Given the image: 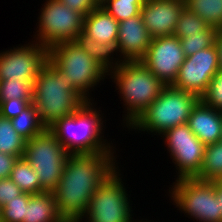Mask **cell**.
Instances as JSON below:
<instances>
[{"mask_svg": "<svg viewBox=\"0 0 222 222\" xmlns=\"http://www.w3.org/2000/svg\"><path fill=\"white\" fill-rule=\"evenodd\" d=\"M151 39L141 13L119 22L117 47L124 61H140L147 53Z\"/></svg>", "mask_w": 222, "mask_h": 222, "instance_id": "obj_16", "label": "cell"}, {"mask_svg": "<svg viewBox=\"0 0 222 222\" xmlns=\"http://www.w3.org/2000/svg\"><path fill=\"white\" fill-rule=\"evenodd\" d=\"M17 156L0 152V179L10 178Z\"/></svg>", "mask_w": 222, "mask_h": 222, "instance_id": "obj_35", "label": "cell"}, {"mask_svg": "<svg viewBox=\"0 0 222 222\" xmlns=\"http://www.w3.org/2000/svg\"><path fill=\"white\" fill-rule=\"evenodd\" d=\"M72 10L82 13L86 16L90 11L100 5L98 0H59Z\"/></svg>", "mask_w": 222, "mask_h": 222, "instance_id": "obj_34", "label": "cell"}, {"mask_svg": "<svg viewBox=\"0 0 222 222\" xmlns=\"http://www.w3.org/2000/svg\"><path fill=\"white\" fill-rule=\"evenodd\" d=\"M26 140L13 128L10 119L0 115V152L22 158Z\"/></svg>", "mask_w": 222, "mask_h": 222, "instance_id": "obj_24", "label": "cell"}, {"mask_svg": "<svg viewBox=\"0 0 222 222\" xmlns=\"http://www.w3.org/2000/svg\"><path fill=\"white\" fill-rule=\"evenodd\" d=\"M108 75L119 90L126 109L123 119L125 128L142 115L166 86L141 61H124Z\"/></svg>", "mask_w": 222, "mask_h": 222, "instance_id": "obj_3", "label": "cell"}, {"mask_svg": "<svg viewBox=\"0 0 222 222\" xmlns=\"http://www.w3.org/2000/svg\"><path fill=\"white\" fill-rule=\"evenodd\" d=\"M48 62V49L37 41L0 52V81H35Z\"/></svg>", "mask_w": 222, "mask_h": 222, "instance_id": "obj_12", "label": "cell"}, {"mask_svg": "<svg viewBox=\"0 0 222 222\" xmlns=\"http://www.w3.org/2000/svg\"><path fill=\"white\" fill-rule=\"evenodd\" d=\"M94 103H83L74 114L57 119L48 127L70 155L116 153L112 141L104 139V113L100 114L102 111Z\"/></svg>", "mask_w": 222, "mask_h": 222, "instance_id": "obj_2", "label": "cell"}, {"mask_svg": "<svg viewBox=\"0 0 222 222\" xmlns=\"http://www.w3.org/2000/svg\"><path fill=\"white\" fill-rule=\"evenodd\" d=\"M219 71L215 45L185 57L173 87L196 94L199 98L206 92L211 79Z\"/></svg>", "mask_w": 222, "mask_h": 222, "instance_id": "obj_14", "label": "cell"}, {"mask_svg": "<svg viewBox=\"0 0 222 222\" xmlns=\"http://www.w3.org/2000/svg\"><path fill=\"white\" fill-rule=\"evenodd\" d=\"M118 169L119 167L98 186L86 213L78 222L133 221V206L130 205L131 200L128 198L127 189L120 178L121 173Z\"/></svg>", "mask_w": 222, "mask_h": 222, "instance_id": "obj_9", "label": "cell"}, {"mask_svg": "<svg viewBox=\"0 0 222 222\" xmlns=\"http://www.w3.org/2000/svg\"><path fill=\"white\" fill-rule=\"evenodd\" d=\"M222 175V141L206 145L201 170L194 177L203 181H216Z\"/></svg>", "mask_w": 222, "mask_h": 222, "instance_id": "obj_23", "label": "cell"}, {"mask_svg": "<svg viewBox=\"0 0 222 222\" xmlns=\"http://www.w3.org/2000/svg\"><path fill=\"white\" fill-rule=\"evenodd\" d=\"M184 0H145L141 8L144 25L152 38L173 36Z\"/></svg>", "mask_w": 222, "mask_h": 222, "instance_id": "obj_15", "label": "cell"}, {"mask_svg": "<svg viewBox=\"0 0 222 222\" xmlns=\"http://www.w3.org/2000/svg\"><path fill=\"white\" fill-rule=\"evenodd\" d=\"M23 191L10 179H0V209L7 203L21 195Z\"/></svg>", "mask_w": 222, "mask_h": 222, "instance_id": "obj_33", "label": "cell"}, {"mask_svg": "<svg viewBox=\"0 0 222 222\" xmlns=\"http://www.w3.org/2000/svg\"><path fill=\"white\" fill-rule=\"evenodd\" d=\"M169 189L172 204L197 222H222V209L217 200L216 182L195 178L175 179Z\"/></svg>", "mask_w": 222, "mask_h": 222, "instance_id": "obj_7", "label": "cell"}, {"mask_svg": "<svg viewBox=\"0 0 222 222\" xmlns=\"http://www.w3.org/2000/svg\"><path fill=\"white\" fill-rule=\"evenodd\" d=\"M119 22L102 6L84 17L83 32L101 43L117 42Z\"/></svg>", "mask_w": 222, "mask_h": 222, "instance_id": "obj_18", "label": "cell"}, {"mask_svg": "<svg viewBox=\"0 0 222 222\" xmlns=\"http://www.w3.org/2000/svg\"><path fill=\"white\" fill-rule=\"evenodd\" d=\"M69 155L47 128L42 134L26 140L23 158L38 174L41 188L53 192Z\"/></svg>", "mask_w": 222, "mask_h": 222, "instance_id": "obj_8", "label": "cell"}, {"mask_svg": "<svg viewBox=\"0 0 222 222\" xmlns=\"http://www.w3.org/2000/svg\"><path fill=\"white\" fill-rule=\"evenodd\" d=\"M187 125L203 144L216 143L221 139L222 112L199 100L191 110Z\"/></svg>", "mask_w": 222, "mask_h": 222, "instance_id": "obj_17", "label": "cell"}, {"mask_svg": "<svg viewBox=\"0 0 222 222\" xmlns=\"http://www.w3.org/2000/svg\"><path fill=\"white\" fill-rule=\"evenodd\" d=\"M48 61L86 102L94 101L89 90L93 91L109 76L75 41L59 43L48 49Z\"/></svg>", "mask_w": 222, "mask_h": 222, "instance_id": "obj_5", "label": "cell"}, {"mask_svg": "<svg viewBox=\"0 0 222 222\" xmlns=\"http://www.w3.org/2000/svg\"><path fill=\"white\" fill-rule=\"evenodd\" d=\"M116 156L100 153L67 157L53 191L58 212L66 222H78L83 217L98 186L119 167Z\"/></svg>", "mask_w": 222, "mask_h": 222, "instance_id": "obj_1", "label": "cell"}, {"mask_svg": "<svg viewBox=\"0 0 222 222\" xmlns=\"http://www.w3.org/2000/svg\"><path fill=\"white\" fill-rule=\"evenodd\" d=\"M200 100L205 105L222 112V71L219 70L211 79Z\"/></svg>", "mask_w": 222, "mask_h": 222, "instance_id": "obj_31", "label": "cell"}, {"mask_svg": "<svg viewBox=\"0 0 222 222\" xmlns=\"http://www.w3.org/2000/svg\"><path fill=\"white\" fill-rule=\"evenodd\" d=\"M185 60L176 36L152 38L147 53L140 60L164 85H173Z\"/></svg>", "mask_w": 222, "mask_h": 222, "instance_id": "obj_13", "label": "cell"}, {"mask_svg": "<svg viewBox=\"0 0 222 222\" xmlns=\"http://www.w3.org/2000/svg\"><path fill=\"white\" fill-rule=\"evenodd\" d=\"M33 99H11L0 101V115L8 119H13L26 109Z\"/></svg>", "mask_w": 222, "mask_h": 222, "instance_id": "obj_32", "label": "cell"}, {"mask_svg": "<svg viewBox=\"0 0 222 222\" xmlns=\"http://www.w3.org/2000/svg\"><path fill=\"white\" fill-rule=\"evenodd\" d=\"M217 31L218 29L215 27L209 26L202 32L180 38L181 47L185 57L195 54L197 51L213 46Z\"/></svg>", "mask_w": 222, "mask_h": 222, "instance_id": "obj_27", "label": "cell"}, {"mask_svg": "<svg viewBox=\"0 0 222 222\" xmlns=\"http://www.w3.org/2000/svg\"><path fill=\"white\" fill-rule=\"evenodd\" d=\"M215 182L222 187V175Z\"/></svg>", "mask_w": 222, "mask_h": 222, "instance_id": "obj_38", "label": "cell"}, {"mask_svg": "<svg viewBox=\"0 0 222 222\" xmlns=\"http://www.w3.org/2000/svg\"><path fill=\"white\" fill-rule=\"evenodd\" d=\"M199 100L194 93L179 90L172 85L165 86L158 98L138 117L129 130L146 131L161 136L167 129L187 123L192 108Z\"/></svg>", "mask_w": 222, "mask_h": 222, "instance_id": "obj_6", "label": "cell"}, {"mask_svg": "<svg viewBox=\"0 0 222 222\" xmlns=\"http://www.w3.org/2000/svg\"><path fill=\"white\" fill-rule=\"evenodd\" d=\"M137 220L135 219V220H133L132 222H136ZM150 222H151V220H149ZM147 219H146V221H144L143 219L142 220H140V221H138V222H149ZM152 222H154V221H152Z\"/></svg>", "mask_w": 222, "mask_h": 222, "instance_id": "obj_39", "label": "cell"}, {"mask_svg": "<svg viewBox=\"0 0 222 222\" xmlns=\"http://www.w3.org/2000/svg\"><path fill=\"white\" fill-rule=\"evenodd\" d=\"M185 7L210 26L222 29V0H184Z\"/></svg>", "mask_w": 222, "mask_h": 222, "instance_id": "obj_25", "label": "cell"}, {"mask_svg": "<svg viewBox=\"0 0 222 222\" xmlns=\"http://www.w3.org/2000/svg\"><path fill=\"white\" fill-rule=\"evenodd\" d=\"M42 6L33 41L47 49L59 43L75 41L83 31L85 16L59 0H46Z\"/></svg>", "mask_w": 222, "mask_h": 222, "instance_id": "obj_10", "label": "cell"}, {"mask_svg": "<svg viewBox=\"0 0 222 222\" xmlns=\"http://www.w3.org/2000/svg\"><path fill=\"white\" fill-rule=\"evenodd\" d=\"M32 194L23 192L18 197L7 203L1 208V222H23L25 218L26 205Z\"/></svg>", "mask_w": 222, "mask_h": 222, "instance_id": "obj_30", "label": "cell"}, {"mask_svg": "<svg viewBox=\"0 0 222 222\" xmlns=\"http://www.w3.org/2000/svg\"><path fill=\"white\" fill-rule=\"evenodd\" d=\"M13 128L25 140H29L35 136L42 134L47 127L41 122L39 113L31 103L18 116L11 119Z\"/></svg>", "mask_w": 222, "mask_h": 222, "instance_id": "obj_21", "label": "cell"}, {"mask_svg": "<svg viewBox=\"0 0 222 222\" xmlns=\"http://www.w3.org/2000/svg\"><path fill=\"white\" fill-rule=\"evenodd\" d=\"M23 222H66L59 214L54 193L32 194L26 205Z\"/></svg>", "mask_w": 222, "mask_h": 222, "instance_id": "obj_20", "label": "cell"}, {"mask_svg": "<svg viewBox=\"0 0 222 222\" xmlns=\"http://www.w3.org/2000/svg\"><path fill=\"white\" fill-rule=\"evenodd\" d=\"M75 42L108 73L124 62V60L119 57L120 55L117 54L119 53L117 42H97L83 31L78 34ZM114 53L117 54L116 56H118V58L114 57Z\"/></svg>", "mask_w": 222, "mask_h": 222, "instance_id": "obj_19", "label": "cell"}, {"mask_svg": "<svg viewBox=\"0 0 222 222\" xmlns=\"http://www.w3.org/2000/svg\"><path fill=\"white\" fill-rule=\"evenodd\" d=\"M85 102L49 61L33 82V104L47 128L57 119L74 114Z\"/></svg>", "mask_w": 222, "mask_h": 222, "instance_id": "obj_4", "label": "cell"}, {"mask_svg": "<svg viewBox=\"0 0 222 222\" xmlns=\"http://www.w3.org/2000/svg\"><path fill=\"white\" fill-rule=\"evenodd\" d=\"M10 179L23 191L30 194L45 192L40 185L39 176L22 157L18 158L11 171Z\"/></svg>", "mask_w": 222, "mask_h": 222, "instance_id": "obj_22", "label": "cell"}, {"mask_svg": "<svg viewBox=\"0 0 222 222\" xmlns=\"http://www.w3.org/2000/svg\"><path fill=\"white\" fill-rule=\"evenodd\" d=\"M145 1H120V0H103L100 2L110 15L118 22L138 16L141 13Z\"/></svg>", "mask_w": 222, "mask_h": 222, "instance_id": "obj_26", "label": "cell"}, {"mask_svg": "<svg viewBox=\"0 0 222 222\" xmlns=\"http://www.w3.org/2000/svg\"><path fill=\"white\" fill-rule=\"evenodd\" d=\"M120 1H145V0H120Z\"/></svg>", "mask_w": 222, "mask_h": 222, "instance_id": "obj_40", "label": "cell"}, {"mask_svg": "<svg viewBox=\"0 0 222 222\" xmlns=\"http://www.w3.org/2000/svg\"><path fill=\"white\" fill-rule=\"evenodd\" d=\"M217 200L220 201V208L222 209V187L216 183Z\"/></svg>", "mask_w": 222, "mask_h": 222, "instance_id": "obj_37", "label": "cell"}, {"mask_svg": "<svg viewBox=\"0 0 222 222\" xmlns=\"http://www.w3.org/2000/svg\"><path fill=\"white\" fill-rule=\"evenodd\" d=\"M33 82L25 80H1L0 101L11 99H33Z\"/></svg>", "mask_w": 222, "mask_h": 222, "instance_id": "obj_29", "label": "cell"}, {"mask_svg": "<svg viewBox=\"0 0 222 222\" xmlns=\"http://www.w3.org/2000/svg\"><path fill=\"white\" fill-rule=\"evenodd\" d=\"M177 172V179L194 178L201 170L206 145L187 123L167 129L161 134Z\"/></svg>", "mask_w": 222, "mask_h": 222, "instance_id": "obj_11", "label": "cell"}, {"mask_svg": "<svg viewBox=\"0 0 222 222\" xmlns=\"http://www.w3.org/2000/svg\"><path fill=\"white\" fill-rule=\"evenodd\" d=\"M214 45L217 50L219 70L222 71V29H218Z\"/></svg>", "mask_w": 222, "mask_h": 222, "instance_id": "obj_36", "label": "cell"}, {"mask_svg": "<svg viewBox=\"0 0 222 222\" xmlns=\"http://www.w3.org/2000/svg\"><path fill=\"white\" fill-rule=\"evenodd\" d=\"M210 25L187 7H184L179 16L174 36L180 38L188 37L204 31Z\"/></svg>", "mask_w": 222, "mask_h": 222, "instance_id": "obj_28", "label": "cell"}]
</instances>
